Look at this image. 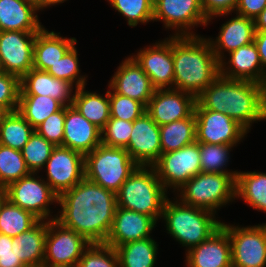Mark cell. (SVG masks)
I'll use <instances>...</instances> for the list:
<instances>
[{
    "label": "cell",
    "instance_id": "26",
    "mask_svg": "<svg viewBox=\"0 0 266 267\" xmlns=\"http://www.w3.org/2000/svg\"><path fill=\"white\" fill-rule=\"evenodd\" d=\"M37 7L24 0H0V31L38 32Z\"/></svg>",
    "mask_w": 266,
    "mask_h": 267
},
{
    "label": "cell",
    "instance_id": "50",
    "mask_svg": "<svg viewBox=\"0 0 266 267\" xmlns=\"http://www.w3.org/2000/svg\"><path fill=\"white\" fill-rule=\"evenodd\" d=\"M13 238L0 233V253L11 252Z\"/></svg>",
    "mask_w": 266,
    "mask_h": 267
},
{
    "label": "cell",
    "instance_id": "5",
    "mask_svg": "<svg viewBox=\"0 0 266 267\" xmlns=\"http://www.w3.org/2000/svg\"><path fill=\"white\" fill-rule=\"evenodd\" d=\"M167 196L155 168L138 166L121 185L117 193V207L151 216L158 221Z\"/></svg>",
    "mask_w": 266,
    "mask_h": 267
},
{
    "label": "cell",
    "instance_id": "24",
    "mask_svg": "<svg viewBox=\"0 0 266 267\" xmlns=\"http://www.w3.org/2000/svg\"><path fill=\"white\" fill-rule=\"evenodd\" d=\"M255 25L254 19L236 13V16L221 25L216 40L207 38L211 48L221 62L224 59V52H232L238 48L248 45L254 41ZM224 51V52H223Z\"/></svg>",
    "mask_w": 266,
    "mask_h": 267
},
{
    "label": "cell",
    "instance_id": "52",
    "mask_svg": "<svg viewBox=\"0 0 266 267\" xmlns=\"http://www.w3.org/2000/svg\"><path fill=\"white\" fill-rule=\"evenodd\" d=\"M64 1H67V0H39V10L41 9H44L47 8V7H51L52 5H56L58 3H64Z\"/></svg>",
    "mask_w": 266,
    "mask_h": 267
},
{
    "label": "cell",
    "instance_id": "36",
    "mask_svg": "<svg viewBox=\"0 0 266 267\" xmlns=\"http://www.w3.org/2000/svg\"><path fill=\"white\" fill-rule=\"evenodd\" d=\"M25 160L20 150L0 144V185L7 187L22 177L28 176Z\"/></svg>",
    "mask_w": 266,
    "mask_h": 267
},
{
    "label": "cell",
    "instance_id": "44",
    "mask_svg": "<svg viewBox=\"0 0 266 267\" xmlns=\"http://www.w3.org/2000/svg\"><path fill=\"white\" fill-rule=\"evenodd\" d=\"M20 93V79L0 71V110L3 113L17 111Z\"/></svg>",
    "mask_w": 266,
    "mask_h": 267
},
{
    "label": "cell",
    "instance_id": "46",
    "mask_svg": "<svg viewBox=\"0 0 266 267\" xmlns=\"http://www.w3.org/2000/svg\"><path fill=\"white\" fill-rule=\"evenodd\" d=\"M238 0H201V5L208 23L214 18L213 16H227L235 12Z\"/></svg>",
    "mask_w": 266,
    "mask_h": 267
},
{
    "label": "cell",
    "instance_id": "8",
    "mask_svg": "<svg viewBox=\"0 0 266 267\" xmlns=\"http://www.w3.org/2000/svg\"><path fill=\"white\" fill-rule=\"evenodd\" d=\"M231 242L232 267L266 266V223L239 227L225 224Z\"/></svg>",
    "mask_w": 266,
    "mask_h": 267
},
{
    "label": "cell",
    "instance_id": "41",
    "mask_svg": "<svg viewBox=\"0 0 266 267\" xmlns=\"http://www.w3.org/2000/svg\"><path fill=\"white\" fill-rule=\"evenodd\" d=\"M78 267H119L115 248L104 243H91L78 261Z\"/></svg>",
    "mask_w": 266,
    "mask_h": 267
},
{
    "label": "cell",
    "instance_id": "17",
    "mask_svg": "<svg viewBox=\"0 0 266 267\" xmlns=\"http://www.w3.org/2000/svg\"><path fill=\"white\" fill-rule=\"evenodd\" d=\"M196 98L181 90L155 89L146 106V113L158 125L188 118L193 112Z\"/></svg>",
    "mask_w": 266,
    "mask_h": 267
},
{
    "label": "cell",
    "instance_id": "19",
    "mask_svg": "<svg viewBox=\"0 0 266 267\" xmlns=\"http://www.w3.org/2000/svg\"><path fill=\"white\" fill-rule=\"evenodd\" d=\"M108 87L115 93L138 100L145 106L155 91L148 75L131 56L122 61Z\"/></svg>",
    "mask_w": 266,
    "mask_h": 267
},
{
    "label": "cell",
    "instance_id": "3",
    "mask_svg": "<svg viewBox=\"0 0 266 267\" xmlns=\"http://www.w3.org/2000/svg\"><path fill=\"white\" fill-rule=\"evenodd\" d=\"M173 89L197 98L220 75V62L207 38L172 35Z\"/></svg>",
    "mask_w": 266,
    "mask_h": 267
},
{
    "label": "cell",
    "instance_id": "27",
    "mask_svg": "<svg viewBox=\"0 0 266 267\" xmlns=\"http://www.w3.org/2000/svg\"><path fill=\"white\" fill-rule=\"evenodd\" d=\"M59 34L49 32L45 27L37 32L33 48L34 69L47 71L77 43L76 38H63Z\"/></svg>",
    "mask_w": 266,
    "mask_h": 267
},
{
    "label": "cell",
    "instance_id": "34",
    "mask_svg": "<svg viewBox=\"0 0 266 267\" xmlns=\"http://www.w3.org/2000/svg\"><path fill=\"white\" fill-rule=\"evenodd\" d=\"M64 105L50 96L19 95L17 111L35 129Z\"/></svg>",
    "mask_w": 266,
    "mask_h": 267
},
{
    "label": "cell",
    "instance_id": "39",
    "mask_svg": "<svg viewBox=\"0 0 266 267\" xmlns=\"http://www.w3.org/2000/svg\"><path fill=\"white\" fill-rule=\"evenodd\" d=\"M75 44L47 72L60 80L69 81L76 88L87 85L86 76L80 75L78 52Z\"/></svg>",
    "mask_w": 266,
    "mask_h": 267
},
{
    "label": "cell",
    "instance_id": "51",
    "mask_svg": "<svg viewBox=\"0 0 266 267\" xmlns=\"http://www.w3.org/2000/svg\"><path fill=\"white\" fill-rule=\"evenodd\" d=\"M255 30H266V8L254 18Z\"/></svg>",
    "mask_w": 266,
    "mask_h": 267
},
{
    "label": "cell",
    "instance_id": "53",
    "mask_svg": "<svg viewBox=\"0 0 266 267\" xmlns=\"http://www.w3.org/2000/svg\"><path fill=\"white\" fill-rule=\"evenodd\" d=\"M5 199H6V189L5 187L0 185V207L2 203L5 201Z\"/></svg>",
    "mask_w": 266,
    "mask_h": 267
},
{
    "label": "cell",
    "instance_id": "21",
    "mask_svg": "<svg viewBox=\"0 0 266 267\" xmlns=\"http://www.w3.org/2000/svg\"><path fill=\"white\" fill-rule=\"evenodd\" d=\"M187 267H232L231 242L221 226L207 240L186 253Z\"/></svg>",
    "mask_w": 266,
    "mask_h": 267
},
{
    "label": "cell",
    "instance_id": "1",
    "mask_svg": "<svg viewBox=\"0 0 266 267\" xmlns=\"http://www.w3.org/2000/svg\"><path fill=\"white\" fill-rule=\"evenodd\" d=\"M61 206L56 219L90 243H105L117 208V194L83 178L58 196Z\"/></svg>",
    "mask_w": 266,
    "mask_h": 267
},
{
    "label": "cell",
    "instance_id": "43",
    "mask_svg": "<svg viewBox=\"0 0 266 267\" xmlns=\"http://www.w3.org/2000/svg\"><path fill=\"white\" fill-rule=\"evenodd\" d=\"M132 130L133 122L110 118L102 129L101 144L108 147L126 148Z\"/></svg>",
    "mask_w": 266,
    "mask_h": 267
},
{
    "label": "cell",
    "instance_id": "31",
    "mask_svg": "<svg viewBox=\"0 0 266 267\" xmlns=\"http://www.w3.org/2000/svg\"><path fill=\"white\" fill-rule=\"evenodd\" d=\"M157 247V242L151 237L130 241L116 247L119 267H154Z\"/></svg>",
    "mask_w": 266,
    "mask_h": 267
},
{
    "label": "cell",
    "instance_id": "35",
    "mask_svg": "<svg viewBox=\"0 0 266 267\" xmlns=\"http://www.w3.org/2000/svg\"><path fill=\"white\" fill-rule=\"evenodd\" d=\"M40 219L7 198L0 207V233L15 238L32 228Z\"/></svg>",
    "mask_w": 266,
    "mask_h": 267
},
{
    "label": "cell",
    "instance_id": "13",
    "mask_svg": "<svg viewBox=\"0 0 266 267\" xmlns=\"http://www.w3.org/2000/svg\"><path fill=\"white\" fill-rule=\"evenodd\" d=\"M194 113L196 117V141L199 143L236 146L248 133L228 115L204 109L197 101Z\"/></svg>",
    "mask_w": 266,
    "mask_h": 267
},
{
    "label": "cell",
    "instance_id": "18",
    "mask_svg": "<svg viewBox=\"0 0 266 267\" xmlns=\"http://www.w3.org/2000/svg\"><path fill=\"white\" fill-rule=\"evenodd\" d=\"M139 166H153L161 156L159 126L145 112L133 122V130L125 148Z\"/></svg>",
    "mask_w": 266,
    "mask_h": 267
},
{
    "label": "cell",
    "instance_id": "7",
    "mask_svg": "<svg viewBox=\"0 0 266 267\" xmlns=\"http://www.w3.org/2000/svg\"><path fill=\"white\" fill-rule=\"evenodd\" d=\"M138 166L125 148L100 144L85 155V178L117 194Z\"/></svg>",
    "mask_w": 266,
    "mask_h": 267
},
{
    "label": "cell",
    "instance_id": "37",
    "mask_svg": "<svg viewBox=\"0 0 266 267\" xmlns=\"http://www.w3.org/2000/svg\"><path fill=\"white\" fill-rule=\"evenodd\" d=\"M235 146L228 144L199 143L201 172L237 174L239 171H228L225 167L229 162L230 151Z\"/></svg>",
    "mask_w": 266,
    "mask_h": 267
},
{
    "label": "cell",
    "instance_id": "33",
    "mask_svg": "<svg viewBox=\"0 0 266 267\" xmlns=\"http://www.w3.org/2000/svg\"><path fill=\"white\" fill-rule=\"evenodd\" d=\"M35 129L18 112L3 113L0 117V144L22 150Z\"/></svg>",
    "mask_w": 266,
    "mask_h": 267
},
{
    "label": "cell",
    "instance_id": "40",
    "mask_svg": "<svg viewBox=\"0 0 266 267\" xmlns=\"http://www.w3.org/2000/svg\"><path fill=\"white\" fill-rule=\"evenodd\" d=\"M111 7L121 13L128 25L135 27L140 23L153 21L154 0H107Z\"/></svg>",
    "mask_w": 266,
    "mask_h": 267
},
{
    "label": "cell",
    "instance_id": "32",
    "mask_svg": "<svg viewBox=\"0 0 266 267\" xmlns=\"http://www.w3.org/2000/svg\"><path fill=\"white\" fill-rule=\"evenodd\" d=\"M236 197H242L255 210L266 212V173L238 172Z\"/></svg>",
    "mask_w": 266,
    "mask_h": 267
},
{
    "label": "cell",
    "instance_id": "48",
    "mask_svg": "<svg viewBox=\"0 0 266 267\" xmlns=\"http://www.w3.org/2000/svg\"><path fill=\"white\" fill-rule=\"evenodd\" d=\"M254 43L260 56L262 70L266 74V30H255Z\"/></svg>",
    "mask_w": 266,
    "mask_h": 267
},
{
    "label": "cell",
    "instance_id": "22",
    "mask_svg": "<svg viewBox=\"0 0 266 267\" xmlns=\"http://www.w3.org/2000/svg\"><path fill=\"white\" fill-rule=\"evenodd\" d=\"M101 134L102 130L82 116L73 105L65 106L62 147L86 155L101 144Z\"/></svg>",
    "mask_w": 266,
    "mask_h": 267
},
{
    "label": "cell",
    "instance_id": "54",
    "mask_svg": "<svg viewBox=\"0 0 266 267\" xmlns=\"http://www.w3.org/2000/svg\"><path fill=\"white\" fill-rule=\"evenodd\" d=\"M24 1H27V2L35 5L39 11V0H24Z\"/></svg>",
    "mask_w": 266,
    "mask_h": 267
},
{
    "label": "cell",
    "instance_id": "28",
    "mask_svg": "<svg viewBox=\"0 0 266 267\" xmlns=\"http://www.w3.org/2000/svg\"><path fill=\"white\" fill-rule=\"evenodd\" d=\"M47 220H39L32 228L13 238L12 245L27 267H43Z\"/></svg>",
    "mask_w": 266,
    "mask_h": 267
},
{
    "label": "cell",
    "instance_id": "14",
    "mask_svg": "<svg viewBox=\"0 0 266 267\" xmlns=\"http://www.w3.org/2000/svg\"><path fill=\"white\" fill-rule=\"evenodd\" d=\"M85 155L70 148L57 146L44 168L47 171L46 182L59 196L72 189L85 177Z\"/></svg>",
    "mask_w": 266,
    "mask_h": 267
},
{
    "label": "cell",
    "instance_id": "4",
    "mask_svg": "<svg viewBox=\"0 0 266 267\" xmlns=\"http://www.w3.org/2000/svg\"><path fill=\"white\" fill-rule=\"evenodd\" d=\"M167 198L163 205L162 217L165 221L167 233L170 234L188 251L207 240L217 231L222 222L216 220L215 213L183 204Z\"/></svg>",
    "mask_w": 266,
    "mask_h": 267
},
{
    "label": "cell",
    "instance_id": "20",
    "mask_svg": "<svg viewBox=\"0 0 266 267\" xmlns=\"http://www.w3.org/2000/svg\"><path fill=\"white\" fill-rule=\"evenodd\" d=\"M157 221L133 210L117 207L113 224L104 244L116 248L124 243L151 237Z\"/></svg>",
    "mask_w": 266,
    "mask_h": 267
},
{
    "label": "cell",
    "instance_id": "29",
    "mask_svg": "<svg viewBox=\"0 0 266 267\" xmlns=\"http://www.w3.org/2000/svg\"><path fill=\"white\" fill-rule=\"evenodd\" d=\"M72 105L101 130L110 119L109 90L103 96L85 90V86L76 88Z\"/></svg>",
    "mask_w": 266,
    "mask_h": 267
},
{
    "label": "cell",
    "instance_id": "11",
    "mask_svg": "<svg viewBox=\"0 0 266 267\" xmlns=\"http://www.w3.org/2000/svg\"><path fill=\"white\" fill-rule=\"evenodd\" d=\"M35 173L22 177L8 185L6 198L13 204L27 210L40 220H51V211L48 208L53 202L58 203V195L50 185ZM49 217V218H48Z\"/></svg>",
    "mask_w": 266,
    "mask_h": 267
},
{
    "label": "cell",
    "instance_id": "6",
    "mask_svg": "<svg viewBox=\"0 0 266 267\" xmlns=\"http://www.w3.org/2000/svg\"><path fill=\"white\" fill-rule=\"evenodd\" d=\"M236 177L237 174L200 172L177 190L178 201L216 214L217 209L235 200Z\"/></svg>",
    "mask_w": 266,
    "mask_h": 267
},
{
    "label": "cell",
    "instance_id": "30",
    "mask_svg": "<svg viewBox=\"0 0 266 267\" xmlns=\"http://www.w3.org/2000/svg\"><path fill=\"white\" fill-rule=\"evenodd\" d=\"M161 154L176 151L196 141V117L193 112L188 118L159 126Z\"/></svg>",
    "mask_w": 266,
    "mask_h": 267
},
{
    "label": "cell",
    "instance_id": "10",
    "mask_svg": "<svg viewBox=\"0 0 266 267\" xmlns=\"http://www.w3.org/2000/svg\"><path fill=\"white\" fill-rule=\"evenodd\" d=\"M158 179L168 187L179 190L187 181L201 172L199 142L195 141L179 150L161 154L153 165Z\"/></svg>",
    "mask_w": 266,
    "mask_h": 267
},
{
    "label": "cell",
    "instance_id": "42",
    "mask_svg": "<svg viewBox=\"0 0 266 267\" xmlns=\"http://www.w3.org/2000/svg\"><path fill=\"white\" fill-rule=\"evenodd\" d=\"M110 118L134 122L146 112V106L138 100L110 91Z\"/></svg>",
    "mask_w": 266,
    "mask_h": 267
},
{
    "label": "cell",
    "instance_id": "9",
    "mask_svg": "<svg viewBox=\"0 0 266 267\" xmlns=\"http://www.w3.org/2000/svg\"><path fill=\"white\" fill-rule=\"evenodd\" d=\"M90 245L84 236L66 228L56 219L48 220L43 266L78 264L83 252Z\"/></svg>",
    "mask_w": 266,
    "mask_h": 267
},
{
    "label": "cell",
    "instance_id": "23",
    "mask_svg": "<svg viewBox=\"0 0 266 267\" xmlns=\"http://www.w3.org/2000/svg\"><path fill=\"white\" fill-rule=\"evenodd\" d=\"M229 56L227 63L224 60L219 63L221 76L228 79L252 81L266 86V74L262 70V63L254 41L230 52ZM226 64L229 65L226 66Z\"/></svg>",
    "mask_w": 266,
    "mask_h": 267
},
{
    "label": "cell",
    "instance_id": "15",
    "mask_svg": "<svg viewBox=\"0 0 266 267\" xmlns=\"http://www.w3.org/2000/svg\"><path fill=\"white\" fill-rule=\"evenodd\" d=\"M37 32L0 31L2 71L21 79L33 68V48Z\"/></svg>",
    "mask_w": 266,
    "mask_h": 267
},
{
    "label": "cell",
    "instance_id": "49",
    "mask_svg": "<svg viewBox=\"0 0 266 267\" xmlns=\"http://www.w3.org/2000/svg\"><path fill=\"white\" fill-rule=\"evenodd\" d=\"M0 267H27L14 251L12 245L11 252L0 253Z\"/></svg>",
    "mask_w": 266,
    "mask_h": 267
},
{
    "label": "cell",
    "instance_id": "38",
    "mask_svg": "<svg viewBox=\"0 0 266 267\" xmlns=\"http://www.w3.org/2000/svg\"><path fill=\"white\" fill-rule=\"evenodd\" d=\"M54 148L52 143L34 131L21 150L28 170L37 176L39 170L45 167Z\"/></svg>",
    "mask_w": 266,
    "mask_h": 267
},
{
    "label": "cell",
    "instance_id": "25",
    "mask_svg": "<svg viewBox=\"0 0 266 267\" xmlns=\"http://www.w3.org/2000/svg\"><path fill=\"white\" fill-rule=\"evenodd\" d=\"M73 88L69 81L55 78L47 71L32 68L20 79L19 95L50 96L64 106H71L74 98Z\"/></svg>",
    "mask_w": 266,
    "mask_h": 267
},
{
    "label": "cell",
    "instance_id": "2",
    "mask_svg": "<svg viewBox=\"0 0 266 267\" xmlns=\"http://www.w3.org/2000/svg\"><path fill=\"white\" fill-rule=\"evenodd\" d=\"M196 101L204 108L228 115L249 132L252 123L266 120V86L219 75Z\"/></svg>",
    "mask_w": 266,
    "mask_h": 267
},
{
    "label": "cell",
    "instance_id": "47",
    "mask_svg": "<svg viewBox=\"0 0 266 267\" xmlns=\"http://www.w3.org/2000/svg\"><path fill=\"white\" fill-rule=\"evenodd\" d=\"M266 8V0H238L236 13L254 19Z\"/></svg>",
    "mask_w": 266,
    "mask_h": 267
},
{
    "label": "cell",
    "instance_id": "12",
    "mask_svg": "<svg viewBox=\"0 0 266 267\" xmlns=\"http://www.w3.org/2000/svg\"><path fill=\"white\" fill-rule=\"evenodd\" d=\"M160 20L165 28L175 30L174 36H196L192 28L208 25L201 0H154L153 21Z\"/></svg>",
    "mask_w": 266,
    "mask_h": 267
},
{
    "label": "cell",
    "instance_id": "55",
    "mask_svg": "<svg viewBox=\"0 0 266 267\" xmlns=\"http://www.w3.org/2000/svg\"><path fill=\"white\" fill-rule=\"evenodd\" d=\"M43 267H45V266H43ZM54 267H78V265L75 264V265L54 266Z\"/></svg>",
    "mask_w": 266,
    "mask_h": 267
},
{
    "label": "cell",
    "instance_id": "45",
    "mask_svg": "<svg viewBox=\"0 0 266 267\" xmlns=\"http://www.w3.org/2000/svg\"><path fill=\"white\" fill-rule=\"evenodd\" d=\"M65 106L50 115L35 131L43 136L55 147L63 145L64 138Z\"/></svg>",
    "mask_w": 266,
    "mask_h": 267
},
{
    "label": "cell",
    "instance_id": "16",
    "mask_svg": "<svg viewBox=\"0 0 266 267\" xmlns=\"http://www.w3.org/2000/svg\"><path fill=\"white\" fill-rule=\"evenodd\" d=\"M148 75L155 89L173 88L174 68L172 57V35L152 46L144 47L131 55Z\"/></svg>",
    "mask_w": 266,
    "mask_h": 267
}]
</instances>
